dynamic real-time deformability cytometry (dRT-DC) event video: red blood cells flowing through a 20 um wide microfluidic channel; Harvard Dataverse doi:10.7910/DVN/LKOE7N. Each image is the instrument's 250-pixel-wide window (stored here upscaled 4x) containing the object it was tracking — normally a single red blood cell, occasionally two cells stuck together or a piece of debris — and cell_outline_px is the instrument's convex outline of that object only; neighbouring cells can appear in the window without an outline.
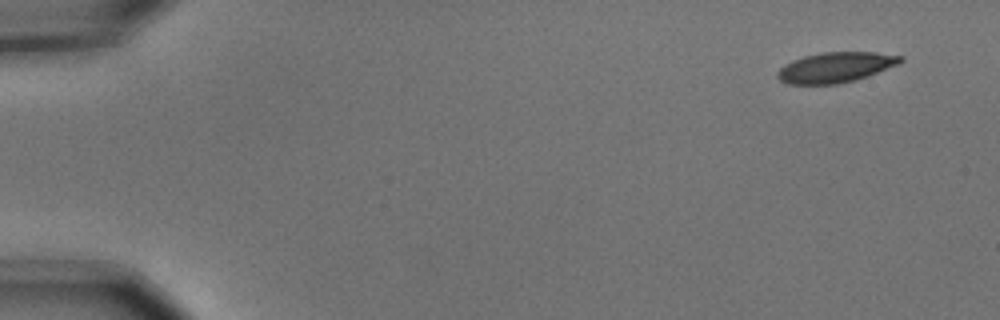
{"species": "common noctule bat (a hibernating species)", "species_latin": "Nyctalus noctula", "temperature_condition": "cold", "stored_images_in_passage": 4, "camera_frame_rate_fps": 3000, "um_per_image_px": 0.085, "animal": {"sex": "male", "body_mass_g": 15.6}, "frame": {"image": 1, "passage_image": 1, "time_ms": 0.0, "image_size_px": [1000, 320], "cell_outline_px": [[904, 60], [900, 64], [868, 76], [856, 80], [836, 84], [788, 84], [780, 80], [776, 76], [776, 72], [784, 64], [792, 60], [804, 56], [820, 52], [876, 52], [904, 56]], "centroid_in_image_um": [71.04, 5.72], "position_along_channel_um": 14.0, "area_um2": 21.96}}
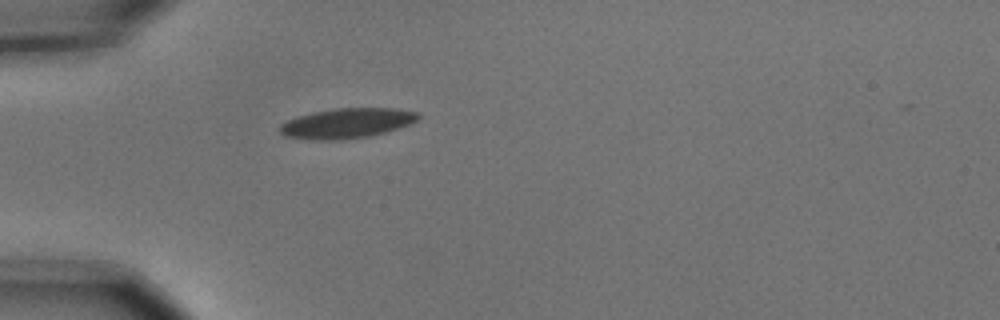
{"frame": {"image": 2, "passage_image": 4, "time_ms": 1.0, "image_size_px": [1000, 320], "cell_outline_px": [[420, 116], [416, 120], [408, 124], [384, 132], [368, 136], [340, 140], [312, 140], [284, 136], [280, 132], [280, 124], [288, 120], [312, 112], [336, 108], [392, 108], [420, 112]], "centroid_in_image_um": [29.46, 10.47], "position_along_channel_um": 55.5, "area_um2": 23.99}}